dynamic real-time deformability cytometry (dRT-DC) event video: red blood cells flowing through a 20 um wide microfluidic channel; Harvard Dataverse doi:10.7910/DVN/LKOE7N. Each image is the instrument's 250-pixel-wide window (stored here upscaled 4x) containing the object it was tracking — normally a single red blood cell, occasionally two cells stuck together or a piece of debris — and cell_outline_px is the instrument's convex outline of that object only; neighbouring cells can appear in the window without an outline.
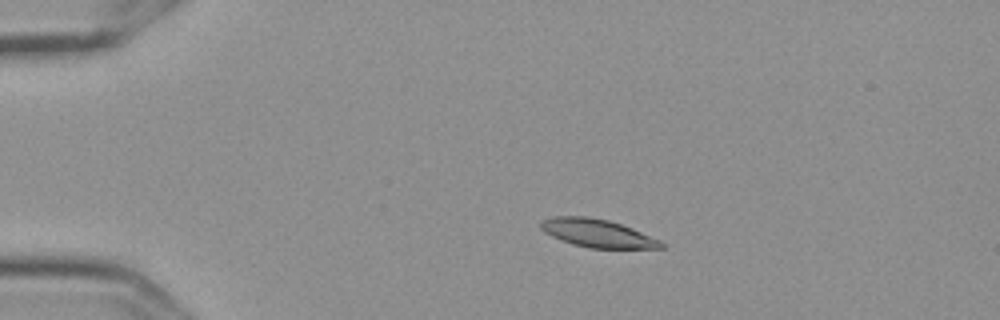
{"species": "Egyptian fruit bat (a non-hibernating species)", "species_latin": "Rousettus aegyptiacus", "temperature_condition": "cold", "stored_images_in_passage": 46, "camera_frame_rate_fps": 3000, "um_per_image_px": 0.085, "frame": {"image": 1, "passage_image": 1, "time_ms": 0.0, "image_size_px": [1000, 320], "cell_outline_px": [[664, 248], [588, 248], [572, 244], [552, 236], [544, 232], [540, 228], [540, 220], [552, 216], [588, 216], [608, 220], [632, 228], [660, 240], [664, 244]], "centroid_in_image_um": [50.74, 19.81], "position_along_channel_um": 34.3, "area_um2": 19.71}}
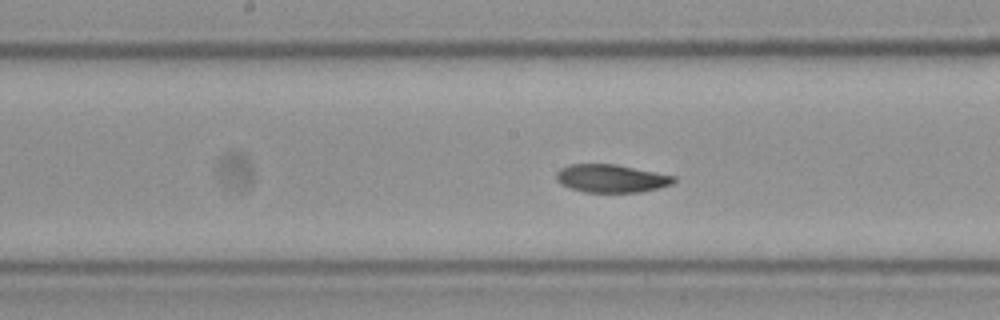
{"frame": {"image": 2, "passage_image": 19, "time_ms": 6.0, "image_size_px": [1000, 320], "cell_outline_px": [[676, 180], [672, 184], [660, 188], [640, 192], [584, 192], [560, 184], [556, 180], [556, 172], [560, 168], [568, 164], [616, 164], [676, 176]], "centroid_in_image_um": [51.96, 15.16], "position_along_channel_um": 196.2, "area_um2": 19.31}}
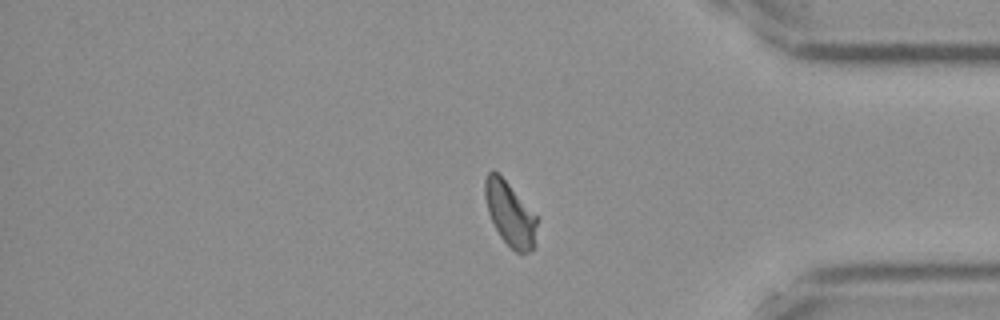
{"frame": {"image": 3, "passage_image": 37, "time_ms": 12.0, "image_size_px": [1000, 320], "cell_outline_px": [[536, 224], [532, 252], [524, 256], [516, 252], [500, 236], [488, 212], [484, 196], [484, 180], [488, 172], [492, 168], [508, 184], [536, 216]], "centroid_in_image_um": [43.32, 18.2], "position_along_channel_um": 391.9, "area_um2": 18.96}, "authors_computed_cell_mechanics": {"area_um2": 19.6809, "velocity_mm_per_s": 3.5732, "shape_relaxation_time_tau1_ms": 6.5052, "shape_relaxation_time_tau2_ms": 3.7748, "deformation_change_tau1": 0.1562, "deformation_change_tau2": 0.0794}}